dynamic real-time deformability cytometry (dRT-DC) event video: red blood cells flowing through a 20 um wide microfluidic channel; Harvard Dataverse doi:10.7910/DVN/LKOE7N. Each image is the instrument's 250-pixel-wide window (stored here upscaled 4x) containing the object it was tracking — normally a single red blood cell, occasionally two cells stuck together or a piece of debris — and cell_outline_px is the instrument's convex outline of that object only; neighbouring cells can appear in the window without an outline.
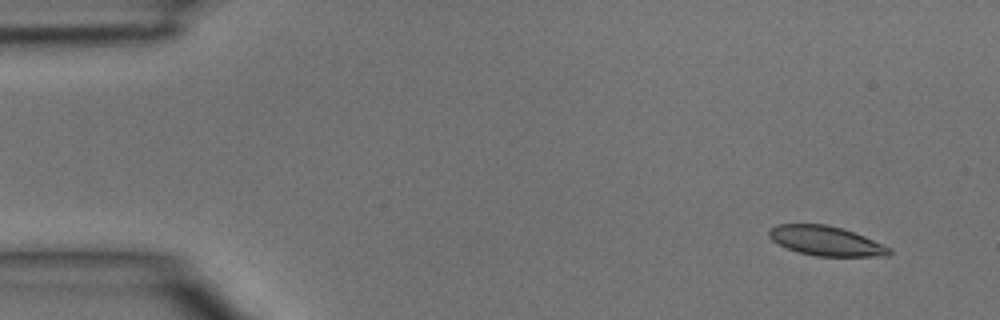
{"species": "common noctule bat (a hibernating species)", "species_latin": "Nyctalus noctula", "temperature_condition": "room temperature", "stored_images_in_passage": 3, "camera_frame_rate_fps": 3000, "um_per_image_px": 0.085, "animal": {"sex": "male", "body_mass_g": 15.6}, "frame": {"image": 1, "passage_image": 1, "time_ms": 0.0, "image_size_px": [1000, 320], "cell_outline_px": [[892, 252], [888, 256], [816, 256], [800, 252], [788, 248], [772, 240], [768, 236], [768, 228], [776, 224], [824, 224], [844, 228], [864, 236], [892, 248]], "centroid_in_image_um": [70.21, 20.46], "position_along_channel_um": 14.8, "area_um2": 20.75}}
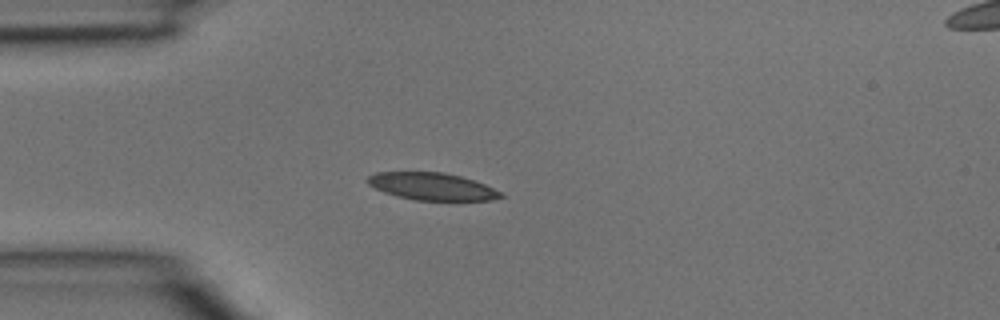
{"frame": {"image": 2, "passage_image": 3, "time_ms": 0.667, "image_size_px": [1000, 320], "cell_outline_px": [[504, 196], [492, 200], [416, 200], [396, 196], [384, 192], [368, 184], [364, 180], [368, 176], [376, 172], [444, 172], [460, 176], [484, 184], [504, 192]], "centroid_in_image_um": [36.71, 15.84], "position_along_channel_um": 48.3, "area_um2": 21.21}}